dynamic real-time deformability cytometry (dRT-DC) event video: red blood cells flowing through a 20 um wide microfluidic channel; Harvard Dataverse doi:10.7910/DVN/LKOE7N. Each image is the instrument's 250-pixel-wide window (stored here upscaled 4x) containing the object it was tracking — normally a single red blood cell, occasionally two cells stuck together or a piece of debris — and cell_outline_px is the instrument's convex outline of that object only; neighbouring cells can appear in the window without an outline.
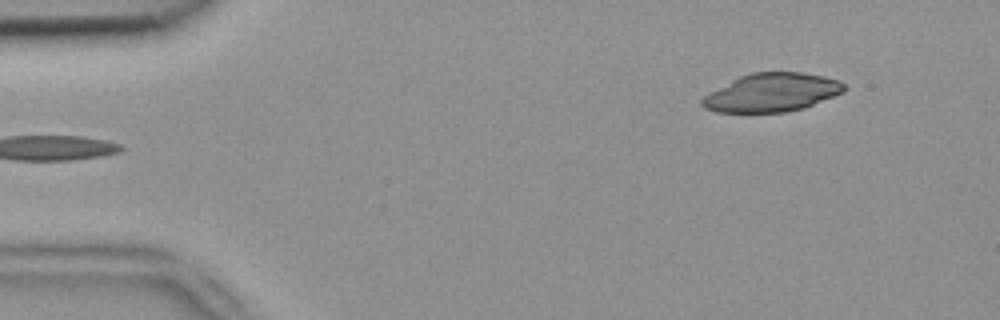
{"species": "common noctule bat (a hibernating species)", "species_latin": "Nyctalus noctula", "temperature_condition": "room temperature", "stored_images_in_passage": 5, "camera_frame_rate_fps": 3000, "um_per_image_px": 0.085, "animal": {"sex": "female", "body_mass_g": 18.4}, "frame": {"image": 1, "passage_image": 5, "time_ms": 1.333, "image_size_px": [1000, 320], "cell_outline_px": [[844, 92], [804, 108], [784, 112], [716, 112], [704, 108], [700, 104], [700, 100], [708, 92], [740, 76], [752, 72], [800, 72], [824, 76], [840, 80], [844, 84]], "centroid_in_image_um": [65.58, 7.86], "position_along_channel_um": 19.4, "area_um2": 31.85}}